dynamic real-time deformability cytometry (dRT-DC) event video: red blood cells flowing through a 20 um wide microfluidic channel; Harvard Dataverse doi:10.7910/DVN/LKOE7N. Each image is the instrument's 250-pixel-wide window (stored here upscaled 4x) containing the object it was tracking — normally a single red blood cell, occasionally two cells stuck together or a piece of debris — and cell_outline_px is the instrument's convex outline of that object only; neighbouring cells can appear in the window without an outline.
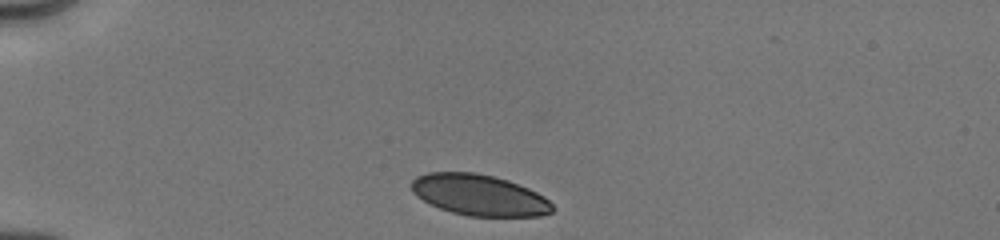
{"species": "human", "species_latin": "Homo sapiens", "temperature_condition": "cold", "stored_images_in_passage": 7, "camera_frame_rate_fps": 3000, "um_per_image_px": 0.085, "donor": {"sex": "male"}, "frame": {"image": 1, "passage_image": 1, "time_ms": 0.0, "image_size_px": [1000, 240], "cell_outline_px": [[556, 208], [552, 212], [540, 216], [468, 216], [452, 212], [440, 208], [416, 196], [412, 192], [408, 184], [416, 176], [428, 172], [476, 172], [508, 180], [528, 188], [544, 196]], "centroid_in_image_um": [40.72, 16.57], "position_along_channel_um": 44.3, "area_um2": 33.87}}
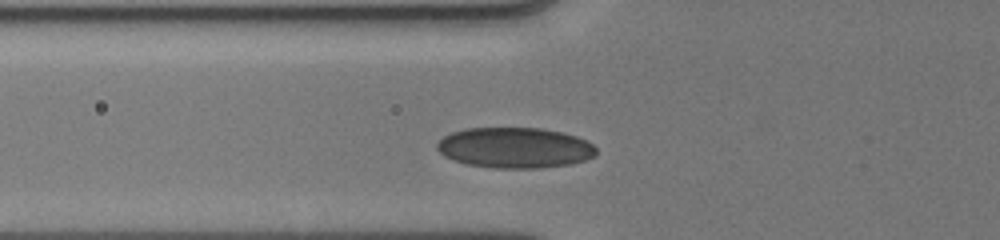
{"frame": {"image": 2, "passage_image": 4, "time_ms": 2.0, "image_size_px": [1000, 240], "cell_outline_px": [[596, 156], [584, 160], [568, 164], [540, 168], [492, 168], [464, 164], [452, 160], [444, 156], [436, 148], [436, 144], [444, 136], [452, 132], [464, 128], [540, 128], [560, 132], [576, 136], [588, 140], [596, 148]], "centroid_in_image_um": [43.74, 12.56], "position_along_channel_um": 82.1, "area_um2": 37.86}}
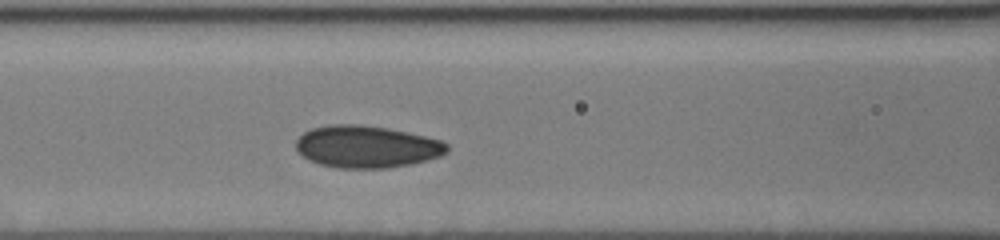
{"frame": {"image": 3, "passage_image": 7, "time_ms": 3.333, "image_size_px": [1000, 240], "cell_outline_px": [[448, 152], [440, 156], [412, 164], [388, 168], [340, 168], [320, 164], [308, 160], [296, 148], [296, 140], [304, 132], [312, 128], [328, 124], [360, 124], [388, 128], [424, 136], [440, 140], [448, 144]], "centroid_in_image_um": [31.17, 12.46], "position_along_channel_um": 135.4, "area_um2": 37.11}}